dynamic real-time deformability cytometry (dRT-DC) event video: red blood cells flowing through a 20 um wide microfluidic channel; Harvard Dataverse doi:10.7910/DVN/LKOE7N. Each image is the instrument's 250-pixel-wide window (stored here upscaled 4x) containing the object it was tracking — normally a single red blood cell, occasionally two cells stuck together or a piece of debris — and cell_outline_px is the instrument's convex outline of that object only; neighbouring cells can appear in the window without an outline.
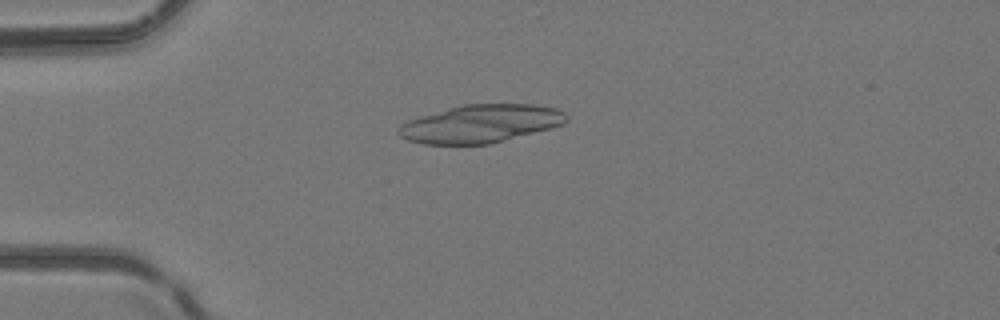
{"species": "common noctule bat (a hibernating species)", "species_latin": "Nyctalus noctula", "temperature_condition": "room temperature", "stored_images_in_passage": 38, "camera_frame_rate_fps": 3000, "um_per_image_px": 0.085, "animal": {"sex": "female", "body_mass_g": 24.6, "forearm_length_mm": 56.2}, "frame": {"image": 1, "passage_image": 13, "time_ms": 4.0, "image_size_px": [1000, 320], "cell_outline_px": [[568, 120], [564, 124], [552, 128], [492, 144], [424, 144], [408, 140], [400, 136], [396, 132], [396, 128], [400, 124], [408, 120], [420, 116], [448, 108], [464, 104], [536, 104], [556, 108], [564, 112], [568, 116]], "centroid_in_image_um": [40.87, 10.52], "position_along_channel_um": 44.1, "area_um2": 37.51}}